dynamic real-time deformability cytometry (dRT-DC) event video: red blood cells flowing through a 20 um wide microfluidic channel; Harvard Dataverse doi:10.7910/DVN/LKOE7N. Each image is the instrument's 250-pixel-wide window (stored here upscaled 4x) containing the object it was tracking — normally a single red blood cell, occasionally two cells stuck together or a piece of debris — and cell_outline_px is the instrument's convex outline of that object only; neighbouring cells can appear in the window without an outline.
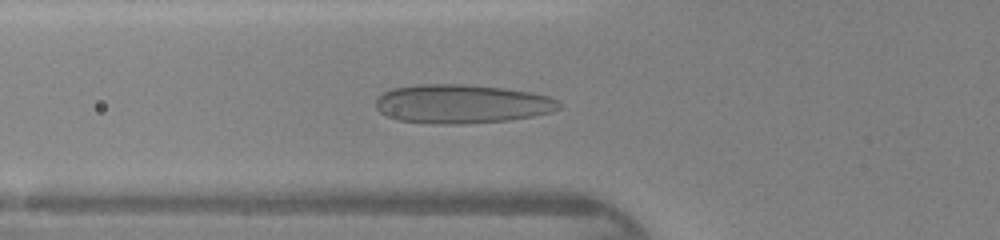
{"species": "human", "species_latin": "Homo sapiens", "temperature_condition": "warm", "stored_images_in_passage": 44, "camera_frame_rate_fps": 3000, "um_per_image_px": 0.085, "donor": {"sex": "female"}, "frame": {"image": 1, "passage_image": 15, "time_ms": 4.667, "image_size_px": [1000, 240], "cell_outline_px": [[564, 104], [560, 108], [552, 112], [532, 116], [508, 120], [464, 124], [432, 124], [396, 120], [380, 112], [376, 108], [376, 100], [384, 92], [392, 88], [420, 84], [464, 84], [504, 88], [532, 92], [548, 96], [560, 100]], "centroid_in_image_um": [39.28, 8.83], "position_along_channel_um": 86.5, "area_um2": 41.91}}
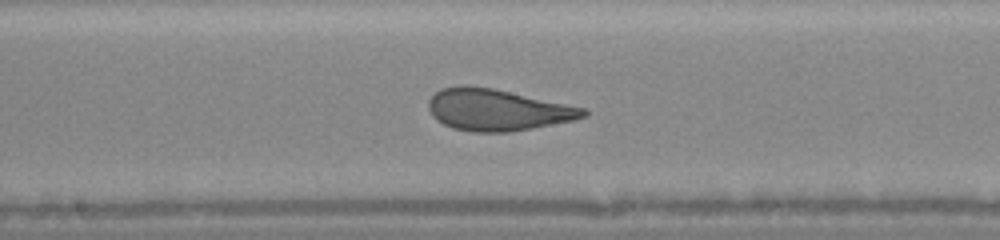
{"frame": {"image": 2, "passage_image": 23, "time_ms": 7.333, "image_size_px": [1000, 240], "cell_outline_px": [[588, 116], [572, 120], [532, 128], [508, 132], [472, 132], [452, 128], [436, 120], [432, 116], [428, 108], [428, 100], [440, 88], [460, 84], [468, 84], [492, 88], [588, 108]], "centroid_in_image_um": [42.25, 9.32], "position_along_channel_um": 205.9, "area_um2": 37.8}}
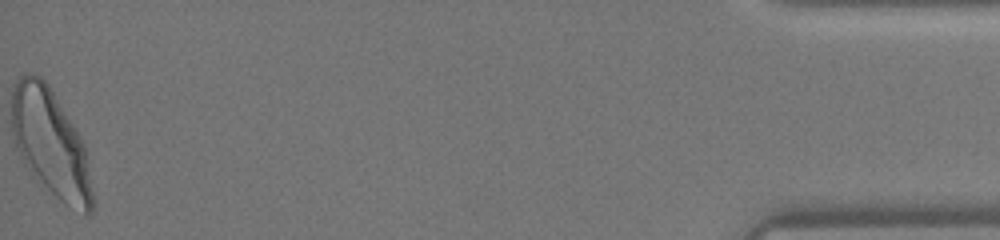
{"frame": {"image": 3, "passage_image": 44, "time_ms": 14.333, "image_size_px": [1000, 240], "cell_outline_px": [[92, 212], [84, 216], [64, 204], [28, 168], [20, 156], [12, 136], [12, 88], [16, 80], [24, 72], [32, 72], [40, 76], [48, 84], [84, 144], [92, 192]], "centroid_in_image_um": [4.27, 12.13], "position_along_channel_um": 430.9, "area_um2": 49.65}}